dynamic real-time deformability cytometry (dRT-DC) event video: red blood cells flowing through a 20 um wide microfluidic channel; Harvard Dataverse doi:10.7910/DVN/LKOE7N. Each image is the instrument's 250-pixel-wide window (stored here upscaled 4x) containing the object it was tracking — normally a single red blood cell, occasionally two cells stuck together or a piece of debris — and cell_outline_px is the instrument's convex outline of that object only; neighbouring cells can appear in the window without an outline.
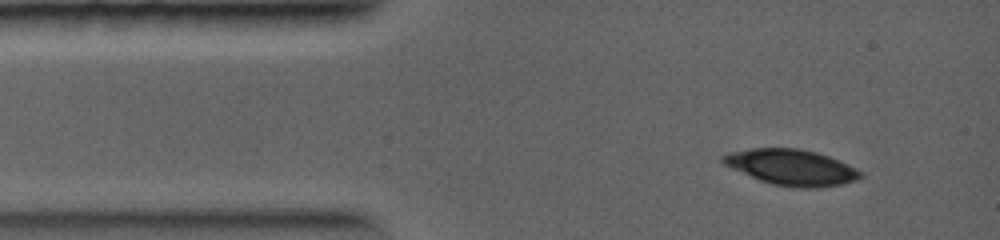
{"species": "common noctule bat (a hibernating species)", "species_latin": "Nyctalus noctula", "temperature_condition": "warm", "stored_images_in_passage": 6, "camera_frame_rate_fps": 5000, "um_per_image_px": 0.085, "animal": {"sex": "female", "body_mass_g": 19.0, "forearm_length_mm": 56.7}, "frame": {"image": 1, "passage_image": 1, "time_ms": 0.0, "image_size_px": [1000, 240], "cell_outline_px": [[864, 176], [856, 180], [840, 184], [816, 188], [796, 188], [772, 184], [760, 180], [732, 168], [724, 164], [720, 160], [720, 156], [732, 152], [752, 148], [800, 148], [816, 152], [828, 156], [848, 164], [864, 172]], "centroid_in_image_um": [67.3, 14.22], "position_along_channel_um": 17.7, "area_um2": 28.67}}
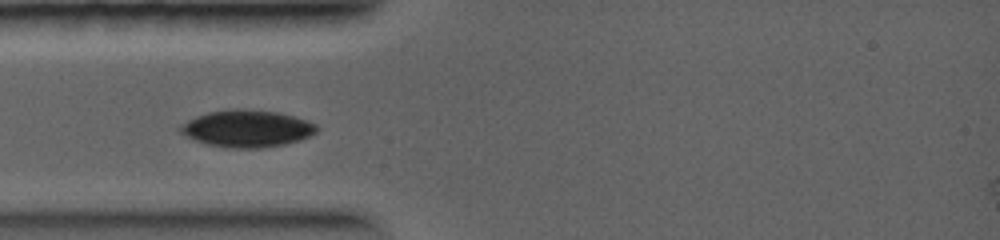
{"frame": {"image": 2, "passage_image": 3, "time_ms": 1.8, "image_size_px": [1000, 240], "cell_outline_px": [[320, 128], [316, 132], [300, 140], [284, 144], [260, 148], [232, 148], [208, 144], [196, 140], [180, 132], [176, 128], [180, 124], [196, 116], [208, 112], [280, 112], [316, 124]], "centroid_in_image_um": [21.0, 10.97], "position_along_channel_um": 64.0, "area_um2": 28.26}}